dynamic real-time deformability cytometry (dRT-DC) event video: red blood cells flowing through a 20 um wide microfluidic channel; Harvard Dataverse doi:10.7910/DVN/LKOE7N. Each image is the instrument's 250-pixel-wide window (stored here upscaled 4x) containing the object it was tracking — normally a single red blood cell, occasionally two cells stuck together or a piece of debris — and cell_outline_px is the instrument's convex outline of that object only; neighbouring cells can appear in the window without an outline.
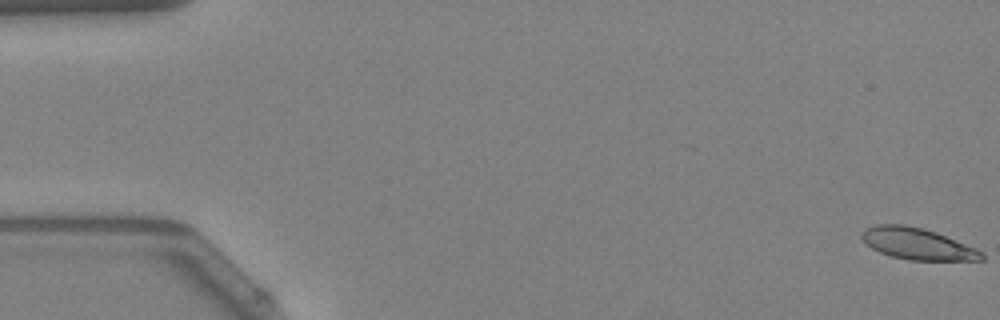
{"species": "Egyptian fruit bat (a non-hibernating species)", "species_latin": "Rousettus aegyptiacus", "temperature_condition": "warm", "stored_images_in_passage": 54, "camera_frame_rate_fps": 3000, "um_per_image_px": 0.085, "animal": {"sex": "female"}, "frame": {"image": 1, "passage_image": 1, "time_ms": 0.0, "image_size_px": [1000, 320], "cell_outline_px": [[984, 260], [908, 260], [892, 256], [880, 252], [872, 248], [860, 236], [864, 228], [876, 224], [904, 224], [936, 232], [984, 252]], "centroid_in_image_um": [77.96, 20.72], "position_along_channel_um": 7.0, "area_um2": 21.79}}
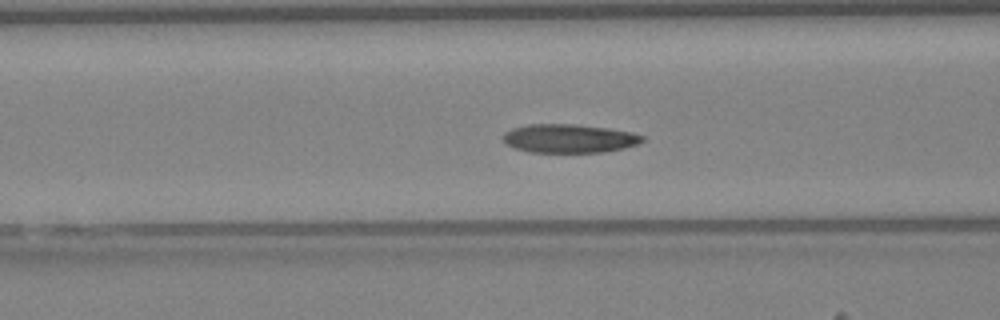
{"frame": {"image": 2, "passage_image": 22, "time_ms": 7.0, "image_size_px": [1000, 320], "cell_outline_px": [[644, 140], [636, 144], [624, 148], [604, 152], [528, 152], [504, 144], [504, 132], [512, 128], [528, 124], [576, 124], [608, 128], [632, 132], [644, 136]], "centroid_in_image_um": [48.36, 11.76], "position_along_channel_um": 118.2, "area_um2": 23.29}}
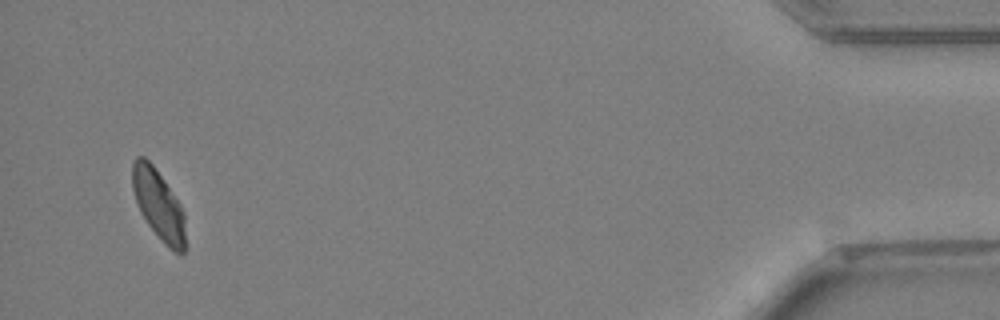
{"frame": {"image": 3, "passage_image": 52, "time_ms": 17.0, "image_size_px": [1000, 320], "cell_outline_px": [[184, 252], [180, 256], [168, 248], [148, 224], [140, 212], [132, 188], [132, 160], [136, 156], [144, 156], [152, 164], [164, 180], [180, 204], [184, 212]], "centroid_in_image_um": [13.46, 17.39], "position_along_channel_um": 421.7, "area_um2": 21.5}, "authors_computed_cell_mechanics": {"area_um2": 22.7443, "velocity_mm_per_s": 3.8468, "shape_relaxation_time_tau1_ms": 6.4597, "shape_relaxation_time_tau2_ms": 8.531, "deformation_change_tau1": 0.1655, "deformation_change_tau2": 0.1437}}